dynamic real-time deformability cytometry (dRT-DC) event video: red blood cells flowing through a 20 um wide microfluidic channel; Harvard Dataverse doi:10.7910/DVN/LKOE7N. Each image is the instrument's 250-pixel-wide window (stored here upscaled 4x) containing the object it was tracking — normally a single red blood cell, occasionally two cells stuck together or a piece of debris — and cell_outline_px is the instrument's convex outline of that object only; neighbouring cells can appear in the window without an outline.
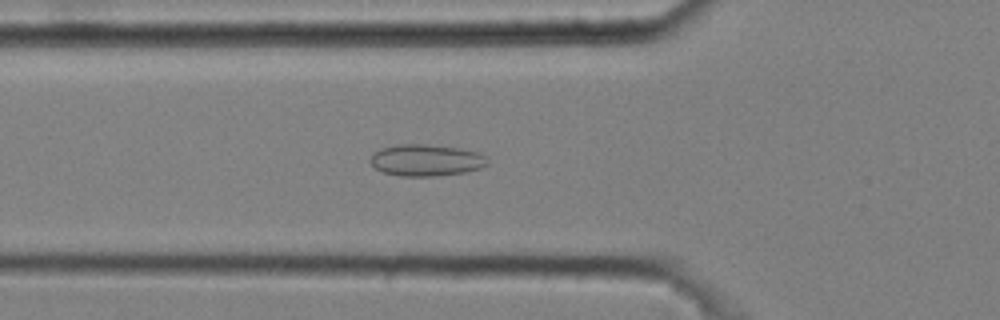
{"species": "common noctule bat (a hibernating species)", "species_latin": "Nyctalus noctula", "temperature_condition": "cold", "stored_images_in_passage": 52, "camera_frame_rate_fps": 3000, "um_per_image_px": 0.085, "animal": {"sex": "male", "body_mass_g": 20.4}, "frame": {"image": 1, "passage_image": 19, "time_ms": 6.0, "image_size_px": [1000, 320], "cell_outline_px": [[488, 164], [480, 168], [464, 172], [436, 176], [400, 176], [384, 172], [376, 168], [368, 160], [372, 152], [380, 148], [396, 144], [424, 144], [460, 148], [480, 152], [488, 160]], "centroid_in_image_um": [36.19, 13.6], "position_along_channel_um": 89.6, "area_um2": 21.79}}
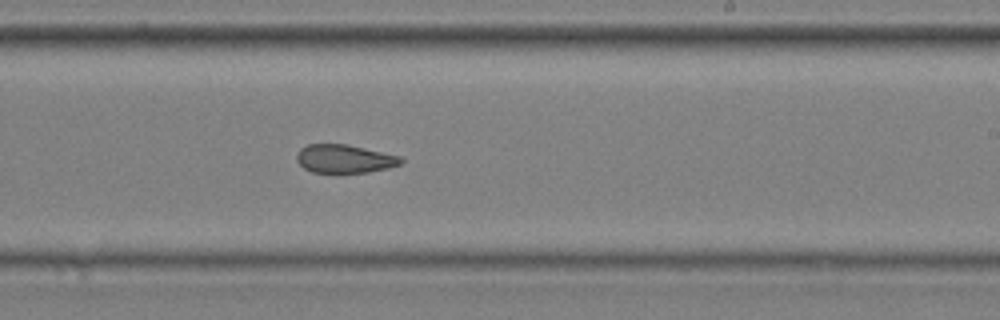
{"frame": {"image": 2, "passage_image": 33, "time_ms": 10.667, "image_size_px": [1000, 320], "cell_outline_px": [[404, 160], [400, 164], [388, 168], [368, 172], [312, 172], [304, 168], [296, 160], [296, 156], [300, 148], [308, 144], [348, 144], [400, 156]], "centroid_in_image_um": [29.27, 13.49], "position_along_channel_um": 259.7, "area_um2": 17.17}}
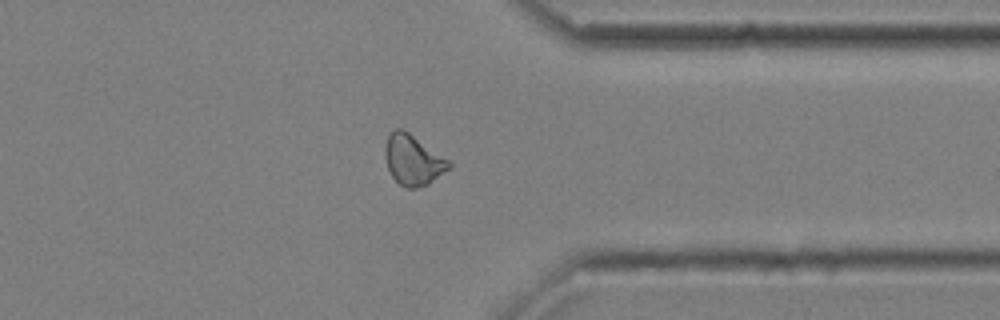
{"frame": {"image": 3, "passage_image": 43, "time_ms": 14.0, "image_size_px": [1000, 320], "cell_outline_px": [[452, 168], [428, 184], [416, 188], [408, 188], [400, 184], [392, 176], [388, 168], [384, 156], [384, 148], [388, 132], [396, 128], [400, 128], [408, 132], [452, 160]], "centroid_in_image_um": [35.14, 13.58], "position_along_channel_um": 376.3, "area_um2": 19.13}}